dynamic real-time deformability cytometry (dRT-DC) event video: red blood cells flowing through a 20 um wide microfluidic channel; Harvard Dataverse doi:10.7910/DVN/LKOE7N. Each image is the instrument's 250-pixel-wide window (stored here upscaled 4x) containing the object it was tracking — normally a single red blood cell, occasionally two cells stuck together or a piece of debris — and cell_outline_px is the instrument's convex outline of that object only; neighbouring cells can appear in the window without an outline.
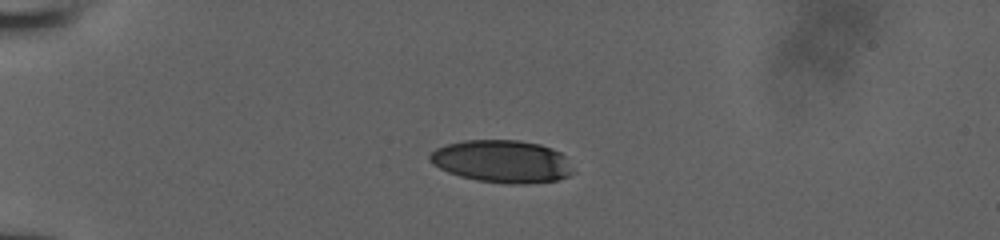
{"species": "human", "species_latin": "Homo sapiens", "temperature_condition": "room temperature", "stored_images_in_passage": 5, "camera_frame_rate_fps": 3000, "um_per_image_px": 0.085, "donor": {"sex": "male"}, "frame": {"image": 1, "passage_image": 1, "time_ms": 0.0, "image_size_px": [1000, 240], "cell_outline_px": [[576, 172], [568, 176], [556, 180], [524, 184], [508, 184], [476, 180], [460, 176], [448, 172], [432, 164], [428, 160], [428, 156], [436, 148], [448, 144], [464, 140], [520, 140], [540, 144], [552, 148], [560, 152], [564, 156]], "centroid_in_image_um": [42.68, 13.72], "position_along_channel_um": 42.3, "area_um2": 35.66}}
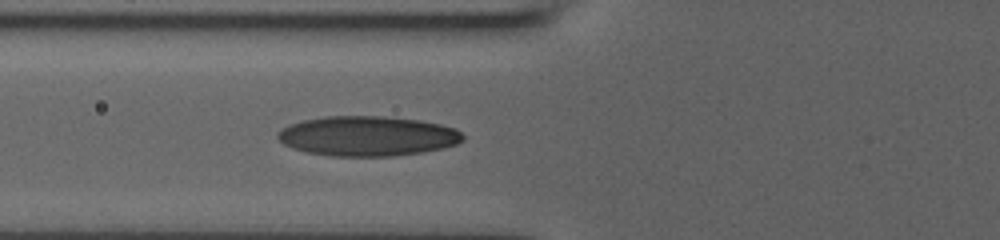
{"frame": {"image": 2, "passage_image": 5, "time_ms": 2.667, "image_size_px": [1000, 240], "cell_outline_px": [[464, 140], [456, 144], [444, 148], [420, 152], [392, 156], [332, 156], [304, 152], [292, 148], [284, 144], [276, 136], [276, 132], [288, 124], [304, 120], [324, 116], [384, 116], [420, 120], [440, 124], [456, 128], [464, 136]], "centroid_in_image_um": [31.22, 11.56], "position_along_channel_um": 94.6, "area_um2": 43.29}}